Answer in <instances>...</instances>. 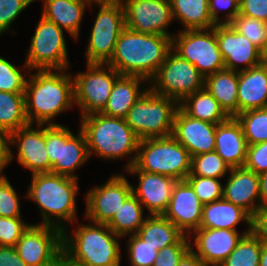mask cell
Wrapping results in <instances>:
<instances>
[{
    "instance_id": "36",
    "label": "cell",
    "mask_w": 267,
    "mask_h": 266,
    "mask_svg": "<svg viewBox=\"0 0 267 266\" xmlns=\"http://www.w3.org/2000/svg\"><path fill=\"white\" fill-rule=\"evenodd\" d=\"M262 246L251 232L245 234L234 251L219 266H259Z\"/></svg>"
},
{
    "instance_id": "40",
    "label": "cell",
    "mask_w": 267,
    "mask_h": 266,
    "mask_svg": "<svg viewBox=\"0 0 267 266\" xmlns=\"http://www.w3.org/2000/svg\"><path fill=\"white\" fill-rule=\"evenodd\" d=\"M194 189L203 205L223 198L221 179L188 175L185 179Z\"/></svg>"
},
{
    "instance_id": "56",
    "label": "cell",
    "mask_w": 267,
    "mask_h": 266,
    "mask_svg": "<svg viewBox=\"0 0 267 266\" xmlns=\"http://www.w3.org/2000/svg\"><path fill=\"white\" fill-rule=\"evenodd\" d=\"M261 56H262V61H263L264 63H267V42H266V44H265L264 49H263L262 52H261Z\"/></svg>"
},
{
    "instance_id": "8",
    "label": "cell",
    "mask_w": 267,
    "mask_h": 266,
    "mask_svg": "<svg viewBox=\"0 0 267 266\" xmlns=\"http://www.w3.org/2000/svg\"><path fill=\"white\" fill-rule=\"evenodd\" d=\"M45 142L51 173L79 179L76 170L91 160L83 131L75 135L67 125L45 124Z\"/></svg>"
},
{
    "instance_id": "9",
    "label": "cell",
    "mask_w": 267,
    "mask_h": 266,
    "mask_svg": "<svg viewBox=\"0 0 267 266\" xmlns=\"http://www.w3.org/2000/svg\"><path fill=\"white\" fill-rule=\"evenodd\" d=\"M204 82L205 77L193 64L171 50L149 81V88L157 95L180 103L185 97L203 89Z\"/></svg>"
},
{
    "instance_id": "24",
    "label": "cell",
    "mask_w": 267,
    "mask_h": 266,
    "mask_svg": "<svg viewBox=\"0 0 267 266\" xmlns=\"http://www.w3.org/2000/svg\"><path fill=\"white\" fill-rule=\"evenodd\" d=\"M39 1V0H35ZM41 16L67 31L73 40L79 41L81 24L88 8L94 3L87 0H41Z\"/></svg>"
},
{
    "instance_id": "53",
    "label": "cell",
    "mask_w": 267,
    "mask_h": 266,
    "mask_svg": "<svg viewBox=\"0 0 267 266\" xmlns=\"http://www.w3.org/2000/svg\"><path fill=\"white\" fill-rule=\"evenodd\" d=\"M177 266H207L191 249L182 257Z\"/></svg>"
},
{
    "instance_id": "14",
    "label": "cell",
    "mask_w": 267,
    "mask_h": 266,
    "mask_svg": "<svg viewBox=\"0 0 267 266\" xmlns=\"http://www.w3.org/2000/svg\"><path fill=\"white\" fill-rule=\"evenodd\" d=\"M132 194V184L125 173L113 174L104 184L94 185L84 196V219L93 223L107 224Z\"/></svg>"
},
{
    "instance_id": "23",
    "label": "cell",
    "mask_w": 267,
    "mask_h": 266,
    "mask_svg": "<svg viewBox=\"0 0 267 266\" xmlns=\"http://www.w3.org/2000/svg\"><path fill=\"white\" fill-rule=\"evenodd\" d=\"M223 185V198L252 216L260 207L259 175L245 167L231 168Z\"/></svg>"
},
{
    "instance_id": "13",
    "label": "cell",
    "mask_w": 267,
    "mask_h": 266,
    "mask_svg": "<svg viewBox=\"0 0 267 266\" xmlns=\"http://www.w3.org/2000/svg\"><path fill=\"white\" fill-rule=\"evenodd\" d=\"M172 50L193 64L204 77L225 69L214 27L178 30L172 37Z\"/></svg>"
},
{
    "instance_id": "31",
    "label": "cell",
    "mask_w": 267,
    "mask_h": 266,
    "mask_svg": "<svg viewBox=\"0 0 267 266\" xmlns=\"http://www.w3.org/2000/svg\"><path fill=\"white\" fill-rule=\"evenodd\" d=\"M174 21L183 30L213 28L216 24L209 14L208 0H170Z\"/></svg>"
},
{
    "instance_id": "6",
    "label": "cell",
    "mask_w": 267,
    "mask_h": 266,
    "mask_svg": "<svg viewBox=\"0 0 267 266\" xmlns=\"http://www.w3.org/2000/svg\"><path fill=\"white\" fill-rule=\"evenodd\" d=\"M126 170H141L183 181L191 172L188 150L172 135L139 141L134 165Z\"/></svg>"
},
{
    "instance_id": "30",
    "label": "cell",
    "mask_w": 267,
    "mask_h": 266,
    "mask_svg": "<svg viewBox=\"0 0 267 266\" xmlns=\"http://www.w3.org/2000/svg\"><path fill=\"white\" fill-rule=\"evenodd\" d=\"M136 235L158 252L176 244L184 234L163 215H148Z\"/></svg>"
},
{
    "instance_id": "39",
    "label": "cell",
    "mask_w": 267,
    "mask_h": 266,
    "mask_svg": "<svg viewBox=\"0 0 267 266\" xmlns=\"http://www.w3.org/2000/svg\"><path fill=\"white\" fill-rule=\"evenodd\" d=\"M230 25L249 39L262 52L267 42L266 22L238 14Z\"/></svg>"
},
{
    "instance_id": "48",
    "label": "cell",
    "mask_w": 267,
    "mask_h": 266,
    "mask_svg": "<svg viewBox=\"0 0 267 266\" xmlns=\"http://www.w3.org/2000/svg\"><path fill=\"white\" fill-rule=\"evenodd\" d=\"M239 14L267 23V0H239Z\"/></svg>"
},
{
    "instance_id": "45",
    "label": "cell",
    "mask_w": 267,
    "mask_h": 266,
    "mask_svg": "<svg viewBox=\"0 0 267 266\" xmlns=\"http://www.w3.org/2000/svg\"><path fill=\"white\" fill-rule=\"evenodd\" d=\"M190 248L189 236L184 235L176 244L163 247L158 252L153 266H177Z\"/></svg>"
},
{
    "instance_id": "12",
    "label": "cell",
    "mask_w": 267,
    "mask_h": 266,
    "mask_svg": "<svg viewBox=\"0 0 267 266\" xmlns=\"http://www.w3.org/2000/svg\"><path fill=\"white\" fill-rule=\"evenodd\" d=\"M86 71L73 75L75 106L80 117L100 113L106 106L116 79L121 75L107 64L85 63Z\"/></svg>"
},
{
    "instance_id": "19",
    "label": "cell",
    "mask_w": 267,
    "mask_h": 266,
    "mask_svg": "<svg viewBox=\"0 0 267 266\" xmlns=\"http://www.w3.org/2000/svg\"><path fill=\"white\" fill-rule=\"evenodd\" d=\"M214 30L225 69L244 71L261 64V51L230 24L215 25Z\"/></svg>"
},
{
    "instance_id": "20",
    "label": "cell",
    "mask_w": 267,
    "mask_h": 266,
    "mask_svg": "<svg viewBox=\"0 0 267 266\" xmlns=\"http://www.w3.org/2000/svg\"><path fill=\"white\" fill-rule=\"evenodd\" d=\"M125 174L138 178L132 185V194L139 200L149 215H163L166 211L177 180L172 177L141 170H125Z\"/></svg>"
},
{
    "instance_id": "34",
    "label": "cell",
    "mask_w": 267,
    "mask_h": 266,
    "mask_svg": "<svg viewBox=\"0 0 267 266\" xmlns=\"http://www.w3.org/2000/svg\"><path fill=\"white\" fill-rule=\"evenodd\" d=\"M28 124L25 93L0 91V129L12 133Z\"/></svg>"
},
{
    "instance_id": "27",
    "label": "cell",
    "mask_w": 267,
    "mask_h": 266,
    "mask_svg": "<svg viewBox=\"0 0 267 266\" xmlns=\"http://www.w3.org/2000/svg\"><path fill=\"white\" fill-rule=\"evenodd\" d=\"M148 88L149 82L142 77L120 75L113 85L105 108L100 113L125 119L131 107Z\"/></svg>"
},
{
    "instance_id": "52",
    "label": "cell",
    "mask_w": 267,
    "mask_h": 266,
    "mask_svg": "<svg viewBox=\"0 0 267 266\" xmlns=\"http://www.w3.org/2000/svg\"><path fill=\"white\" fill-rule=\"evenodd\" d=\"M55 266H87L84 262L74 259L63 248L57 255Z\"/></svg>"
},
{
    "instance_id": "25",
    "label": "cell",
    "mask_w": 267,
    "mask_h": 266,
    "mask_svg": "<svg viewBox=\"0 0 267 266\" xmlns=\"http://www.w3.org/2000/svg\"><path fill=\"white\" fill-rule=\"evenodd\" d=\"M214 151L230 168L244 167L247 143L242 126L236 117H229L217 124Z\"/></svg>"
},
{
    "instance_id": "15",
    "label": "cell",
    "mask_w": 267,
    "mask_h": 266,
    "mask_svg": "<svg viewBox=\"0 0 267 266\" xmlns=\"http://www.w3.org/2000/svg\"><path fill=\"white\" fill-rule=\"evenodd\" d=\"M15 248L27 266H55L57 255L62 249V230L32 223Z\"/></svg>"
},
{
    "instance_id": "41",
    "label": "cell",
    "mask_w": 267,
    "mask_h": 266,
    "mask_svg": "<svg viewBox=\"0 0 267 266\" xmlns=\"http://www.w3.org/2000/svg\"><path fill=\"white\" fill-rule=\"evenodd\" d=\"M125 246L130 266H153L159 254L155 248L147 245L136 234L128 237Z\"/></svg>"
},
{
    "instance_id": "21",
    "label": "cell",
    "mask_w": 267,
    "mask_h": 266,
    "mask_svg": "<svg viewBox=\"0 0 267 266\" xmlns=\"http://www.w3.org/2000/svg\"><path fill=\"white\" fill-rule=\"evenodd\" d=\"M203 204L194 189L186 181L174 185L169 205L163 216L169 219L184 235L199 229Z\"/></svg>"
},
{
    "instance_id": "57",
    "label": "cell",
    "mask_w": 267,
    "mask_h": 266,
    "mask_svg": "<svg viewBox=\"0 0 267 266\" xmlns=\"http://www.w3.org/2000/svg\"><path fill=\"white\" fill-rule=\"evenodd\" d=\"M90 3H107V2H116L117 0H87Z\"/></svg>"
},
{
    "instance_id": "28",
    "label": "cell",
    "mask_w": 267,
    "mask_h": 266,
    "mask_svg": "<svg viewBox=\"0 0 267 266\" xmlns=\"http://www.w3.org/2000/svg\"><path fill=\"white\" fill-rule=\"evenodd\" d=\"M240 222L251 227V216L241 207L221 198L203 205L199 228L239 231Z\"/></svg>"
},
{
    "instance_id": "29",
    "label": "cell",
    "mask_w": 267,
    "mask_h": 266,
    "mask_svg": "<svg viewBox=\"0 0 267 266\" xmlns=\"http://www.w3.org/2000/svg\"><path fill=\"white\" fill-rule=\"evenodd\" d=\"M204 87L229 117L238 115V71L223 69L208 75Z\"/></svg>"
},
{
    "instance_id": "3",
    "label": "cell",
    "mask_w": 267,
    "mask_h": 266,
    "mask_svg": "<svg viewBox=\"0 0 267 266\" xmlns=\"http://www.w3.org/2000/svg\"><path fill=\"white\" fill-rule=\"evenodd\" d=\"M172 50V37L145 34L125 27L106 63L121 75L139 76L148 82Z\"/></svg>"
},
{
    "instance_id": "38",
    "label": "cell",
    "mask_w": 267,
    "mask_h": 266,
    "mask_svg": "<svg viewBox=\"0 0 267 266\" xmlns=\"http://www.w3.org/2000/svg\"><path fill=\"white\" fill-rule=\"evenodd\" d=\"M231 168L216 153V151L202 153L191 157V172L189 175L224 179Z\"/></svg>"
},
{
    "instance_id": "43",
    "label": "cell",
    "mask_w": 267,
    "mask_h": 266,
    "mask_svg": "<svg viewBox=\"0 0 267 266\" xmlns=\"http://www.w3.org/2000/svg\"><path fill=\"white\" fill-rule=\"evenodd\" d=\"M35 0H0V36L3 33H13L15 30L10 27L19 18L20 14L33 3Z\"/></svg>"
},
{
    "instance_id": "11",
    "label": "cell",
    "mask_w": 267,
    "mask_h": 266,
    "mask_svg": "<svg viewBox=\"0 0 267 266\" xmlns=\"http://www.w3.org/2000/svg\"><path fill=\"white\" fill-rule=\"evenodd\" d=\"M99 6L93 26L90 30L86 63L106 64L112 57L115 45L122 30L125 28L123 4L119 1L94 3Z\"/></svg>"
},
{
    "instance_id": "18",
    "label": "cell",
    "mask_w": 267,
    "mask_h": 266,
    "mask_svg": "<svg viewBox=\"0 0 267 266\" xmlns=\"http://www.w3.org/2000/svg\"><path fill=\"white\" fill-rule=\"evenodd\" d=\"M250 232L251 227L243 232L199 228L189 235L190 249L207 266H219L234 251L243 235Z\"/></svg>"
},
{
    "instance_id": "22",
    "label": "cell",
    "mask_w": 267,
    "mask_h": 266,
    "mask_svg": "<svg viewBox=\"0 0 267 266\" xmlns=\"http://www.w3.org/2000/svg\"><path fill=\"white\" fill-rule=\"evenodd\" d=\"M216 126L217 124L191 118L178 108L174 117L172 136L193 157L214 151Z\"/></svg>"
},
{
    "instance_id": "35",
    "label": "cell",
    "mask_w": 267,
    "mask_h": 266,
    "mask_svg": "<svg viewBox=\"0 0 267 266\" xmlns=\"http://www.w3.org/2000/svg\"><path fill=\"white\" fill-rule=\"evenodd\" d=\"M236 119L242 126L247 145L267 141V107L241 112Z\"/></svg>"
},
{
    "instance_id": "51",
    "label": "cell",
    "mask_w": 267,
    "mask_h": 266,
    "mask_svg": "<svg viewBox=\"0 0 267 266\" xmlns=\"http://www.w3.org/2000/svg\"><path fill=\"white\" fill-rule=\"evenodd\" d=\"M0 266H27L15 247L0 246Z\"/></svg>"
},
{
    "instance_id": "47",
    "label": "cell",
    "mask_w": 267,
    "mask_h": 266,
    "mask_svg": "<svg viewBox=\"0 0 267 266\" xmlns=\"http://www.w3.org/2000/svg\"><path fill=\"white\" fill-rule=\"evenodd\" d=\"M244 167L260 175L267 172V141L247 145Z\"/></svg>"
},
{
    "instance_id": "10",
    "label": "cell",
    "mask_w": 267,
    "mask_h": 266,
    "mask_svg": "<svg viewBox=\"0 0 267 266\" xmlns=\"http://www.w3.org/2000/svg\"><path fill=\"white\" fill-rule=\"evenodd\" d=\"M65 31L43 16L36 24L25 63L30 70L69 69Z\"/></svg>"
},
{
    "instance_id": "5",
    "label": "cell",
    "mask_w": 267,
    "mask_h": 266,
    "mask_svg": "<svg viewBox=\"0 0 267 266\" xmlns=\"http://www.w3.org/2000/svg\"><path fill=\"white\" fill-rule=\"evenodd\" d=\"M62 231V248L87 266H121V242L107 224L88 221ZM70 229V230H69Z\"/></svg>"
},
{
    "instance_id": "7",
    "label": "cell",
    "mask_w": 267,
    "mask_h": 266,
    "mask_svg": "<svg viewBox=\"0 0 267 266\" xmlns=\"http://www.w3.org/2000/svg\"><path fill=\"white\" fill-rule=\"evenodd\" d=\"M179 103L148 88L129 110L125 120L140 140L172 135Z\"/></svg>"
},
{
    "instance_id": "42",
    "label": "cell",
    "mask_w": 267,
    "mask_h": 266,
    "mask_svg": "<svg viewBox=\"0 0 267 266\" xmlns=\"http://www.w3.org/2000/svg\"><path fill=\"white\" fill-rule=\"evenodd\" d=\"M19 197L7 176L0 177V217H23Z\"/></svg>"
},
{
    "instance_id": "4",
    "label": "cell",
    "mask_w": 267,
    "mask_h": 266,
    "mask_svg": "<svg viewBox=\"0 0 267 266\" xmlns=\"http://www.w3.org/2000/svg\"><path fill=\"white\" fill-rule=\"evenodd\" d=\"M79 120V128L86 137L89 158L95 154L99 159L115 162L127 157L122 169L134 165L140 139L124 118L93 113Z\"/></svg>"
},
{
    "instance_id": "26",
    "label": "cell",
    "mask_w": 267,
    "mask_h": 266,
    "mask_svg": "<svg viewBox=\"0 0 267 266\" xmlns=\"http://www.w3.org/2000/svg\"><path fill=\"white\" fill-rule=\"evenodd\" d=\"M267 107V63L238 72V114Z\"/></svg>"
},
{
    "instance_id": "1",
    "label": "cell",
    "mask_w": 267,
    "mask_h": 266,
    "mask_svg": "<svg viewBox=\"0 0 267 266\" xmlns=\"http://www.w3.org/2000/svg\"><path fill=\"white\" fill-rule=\"evenodd\" d=\"M69 69L32 70L25 86L30 124H60L55 118L75 107L74 79Z\"/></svg>"
},
{
    "instance_id": "2",
    "label": "cell",
    "mask_w": 267,
    "mask_h": 266,
    "mask_svg": "<svg viewBox=\"0 0 267 266\" xmlns=\"http://www.w3.org/2000/svg\"><path fill=\"white\" fill-rule=\"evenodd\" d=\"M79 191L78 179L51 172L39 173L31 175L24 198L33 201L40 212L41 221L36 224L63 231L79 220L76 201Z\"/></svg>"
},
{
    "instance_id": "16",
    "label": "cell",
    "mask_w": 267,
    "mask_h": 266,
    "mask_svg": "<svg viewBox=\"0 0 267 266\" xmlns=\"http://www.w3.org/2000/svg\"><path fill=\"white\" fill-rule=\"evenodd\" d=\"M125 27L145 34L173 37L168 31L174 22L170 0H126Z\"/></svg>"
},
{
    "instance_id": "55",
    "label": "cell",
    "mask_w": 267,
    "mask_h": 266,
    "mask_svg": "<svg viewBox=\"0 0 267 266\" xmlns=\"http://www.w3.org/2000/svg\"><path fill=\"white\" fill-rule=\"evenodd\" d=\"M259 266H267V246H262L260 254Z\"/></svg>"
},
{
    "instance_id": "54",
    "label": "cell",
    "mask_w": 267,
    "mask_h": 266,
    "mask_svg": "<svg viewBox=\"0 0 267 266\" xmlns=\"http://www.w3.org/2000/svg\"><path fill=\"white\" fill-rule=\"evenodd\" d=\"M260 203L267 206V172L259 175Z\"/></svg>"
},
{
    "instance_id": "32",
    "label": "cell",
    "mask_w": 267,
    "mask_h": 266,
    "mask_svg": "<svg viewBox=\"0 0 267 266\" xmlns=\"http://www.w3.org/2000/svg\"><path fill=\"white\" fill-rule=\"evenodd\" d=\"M179 108L191 118L213 124H219L229 118L205 87L185 97L179 103Z\"/></svg>"
},
{
    "instance_id": "58",
    "label": "cell",
    "mask_w": 267,
    "mask_h": 266,
    "mask_svg": "<svg viewBox=\"0 0 267 266\" xmlns=\"http://www.w3.org/2000/svg\"><path fill=\"white\" fill-rule=\"evenodd\" d=\"M119 2H121L122 4L126 1V0H117Z\"/></svg>"
},
{
    "instance_id": "49",
    "label": "cell",
    "mask_w": 267,
    "mask_h": 266,
    "mask_svg": "<svg viewBox=\"0 0 267 266\" xmlns=\"http://www.w3.org/2000/svg\"><path fill=\"white\" fill-rule=\"evenodd\" d=\"M251 233L267 246V206H261L251 216Z\"/></svg>"
},
{
    "instance_id": "37",
    "label": "cell",
    "mask_w": 267,
    "mask_h": 266,
    "mask_svg": "<svg viewBox=\"0 0 267 266\" xmlns=\"http://www.w3.org/2000/svg\"><path fill=\"white\" fill-rule=\"evenodd\" d=\"M28 65L16 66L12 61L0 55V91L10 93H25L27 75L30 74Z\"/></svg>"
},
{
    "instance_id": "46",
    "label": "cell",
    "mask_w": 267,
    "mask_h": 266,
    "mask_svg": "<svg viewBox=\"0 0 267 266\" xmlns=\"http://www.w3.org/2000/svg\"><path fill=\"white\" fill-rule=\"evenodd\" d=\"M208 3L209 14L216 25L230 24L239 14V0H208Z\"/></svg>"
},
{
    "instance_id": "44",
    "label": "cell",
    "mask_w": 267,
    "mask_h": 266,
    "mask_svg": "<svg viewBox=\"0 0 267 266\" xmlns=\"http://www.w3.org/2000/svg\"><path fill=\"white\" fill-rule=\"evenodd\" d=\"M30 225L22 217H0V246L15 247Z\"/></svg>"
},
{
    "instance_id": "50",
    "label": "cell",
    "mask_w": 267,
    "mask_h": 266,
    "mask_svg": "<svg viewBox=\"0 0 267 266\" xmlns=\"http://www.w3.org/2000/svg\"><path fill=\"white\" fill-rule=\"evenodd\" d=\"M10 133L0 129V177L6 176L4 169L10 165Z\"/></svg>"
},
{
    "instance_id": "33",
    "label": "cell",
    "mask_w": 267,
    "mask_h": 266,
    "mask_svg": "<svg viewBox=\"0 0 267 266\" xmlns=\"http://www.w3.org/2000/svg\"><path fill=\"white\" fill-rule=\"evenodd\" d=\"M144 207L139 200L131 194L114 214L107 226L120 238L135 235L148 217L144 214Z\"/></svg>"
},
{
    "instance_id": "17",
    "label": "cell",
    "mask_w": 267,
    "mask_h": 266,
    "mask_svg": "<svg viewBox=\"0 0 267 266\" xmlns=\"http://www.w3.org/2000/svg\"><path fill=\"white\" fill-rule=\"evenodd\" d=\"M10 162L15 160L31 175L50 173L52 166L46 151L45 124H28L10 133Z\"/></svg>"
}]
</instances>
